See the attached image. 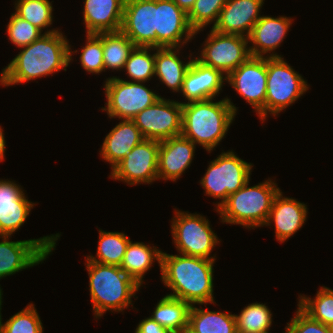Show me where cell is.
<instances>
[{
	"label": "cell",
	"instance_id": "cell-1",
	"mask_svg": "<svg viewBox=\"0 0 333 333\" xmlns=\"http://www.w3.org/2000/svg\"><path fill=\"white\" fill-rule=\"evenodd\" d=\"M71 45L58 29L44 32L2 70L0 85L11 86L48 76L66 67L72 60Z\"/></svg>",
	"mask_w": 333,
	"mask_h": 333
},
{
	"label": "cell",
	"instance_id": "cell-2",
	"mask_svg": "<svg viewBox=\"0 0 333 333\" xmlns=\"http://www.w3.org/2000/svg\"><path fill=\"white\" fill-rule=\"evenodd\" d=\"M215 260L162 252L161 279L173 293L169 296L190 305L215 303L213 297V265Z\"/></svg>",
	"mask_w": 333,
	"mask_h": 333
},
{
	"label": "cell",
	"instance_id": "cell-3",
	"mask_svg": "<svg viewBox=\"0 0 333 333\" xmlns=\"http://www.w3.org/2000/svg\"><path fill=\"white\" fill-rule=\"evenodd\" d=\"M236 112L237 107L228 98L182 102L181 135L210 153L227 134Z\"/></svg>",
	"mask_w": 333,
	"mask_h": 333
},
{
	"label": "cell",
	"instance_id": "cell-4",
	"mask_svg": "<svg viewBox=\"0 0 333 333\" xmlns=\"http://www.w3.org/2000/svg\"><path fill=\"white\" fill-rule=\"evenodd\" d=\"M86 260L92 308L96 318H101L107 310L122 312L133 305L131 298L140 285L120 266Z\"/></svg>",
	"mask_w": 333,
	"mask_h": 333
},
{
	"label": "cell",
	"instance_id": "cell-5",
	"mask_svg": "<svg viewBox=\"0 0 333 333\" xmlns=\"http://www.w3.org/2000/svg\"><path fill=\"white\" fill-rule=\"evenodd\" d=\"M249 181L216 210L223 223L255 228L265 225L280 189L271 180L248 187Z\"/></svg>",
	"mask_w": 333,
	"mask_h": 333
},
{
	"label": "cell",
	"instance_id": "cell-6",
	"mask_svg": "<svg viewBox=\"0 0 333 333\" xmlns=\"http://www.w3.org/2000/svg\"><path fill=\"white\" fill-rule=\"evenodd\" d=\"M267 55V89L265 118L274 117L301 97L308 89L307 82L288 63L274 52Z\"/></svg>",
	"mask_w": 333,
	"mask_h": 333
},
{
	"label": "cell",
	"instance_id": "cell-7",
	"mask_svg": "<svg viewBox=\"0 0 333 333\" xmlns=\"http://www.w3.org/2000/svg\"><path fill=\"white\" fill-rule=\"evenodd\" d=\"M252 165L236 156L233 151L222 152L210 162L200 184L206 195L222 199L216 209L230 194L236 193L250 180Z\"/></svg>",
	"mask_w": 333,
	"mask_h": 333
},
{
	"label": "cell",
	"instance_id": "cell-8",
	"mask_svg": "<svg viewBox=\"0 0 333 333\" xmlns=\"http://www.w3.org/2000/svg\"><path fill=\"white\" fill-rule=\"evenodd\" d=\"M171 227L179 254L216 260L210 253L219 241L204 216L175 210Z\"/></svg>",
	"mask_w": 333,
	"mask_h": 333
},
{
	"label": "cell",
	"instance_id": "cell-9",
	"mask_svg": "<svg viewBox=\"0 0 333 333\" xmlns=\"http://www.w3.org/2000/svg\"><path fill=\"white\" fill-rule=\"evenodd\" d=\"M104 88L107 108L103 107L102 111H106L110 118L121 120H131L161 97L143 82L125 81L119 77L106 79Z\"/></svg>",
	"mask_w": 333,
	"mask_h": 333
},
{
	"label": "cell",
	"instance_id": "cell-10",
	"mask_svg": "<svg viewBox=\"0 0 333 333\" xmlns=\"http://www.w3.org/2000/svg\"><path fill=\"white\" fill-rule=\"evenodd\" d=\"M10 237L0 236V279L43 262L55 249L60 234L22 241H8Z\"/></svg>",
	"mask_w": 333,
	"mask_h": 333
},
{
	"label": "cell",
	"instance_id": "cell-11",
	"mask_svg": "<svg viewBox=\"0 0 333 333\" xmlns=\"http://www.w3.org/2000/svg\"><path fill=\"white\" fill-rule=\"evenodd\" d=\"M248 42L245 36L223 34L211 28L203 45L201 57L196 59L206 66L220 70L227 76L251 57Z\"/></svg>",
	"mask_w": 333,
	"mask_h": 333
},
{
	"label": "cell",
	"instance_id": "cell-12",
	"mask_svg": "<svg viewBox=\"0 0 333 333\" xmlns=\"http://www.w3.org/2000/svg\"><path fill=\"white\" fill-rule=\"evenodd\" d=\"M145 139L163 141L181 135L182 103L158 98L131 119Z\"/></svg>",
	"mask_w": 333,
	"mask_h": 333
},
{
	"label": "cell",
	"instance_id": "cell-13",
	"mask_svg": "<svg viewBox=\"0 0 333 333\" xmlns=\"http://www.w3.org/2000/svg\"><path fill=\"white\" fill-rule=\"evenodd\" d=\"M226 81L265 120L267 57H250L226 76Z\"/></svg>",
	"mask_w": 333,
	"mask_h": 333
},
{
	"label": "cell",
	"instance_id": "cell-14",
	"mask_svg": "<svg viewBox=\"0 0 333 333\" xmlns=\"http://www.w3.org/2000/svg\"><path fill=\"white\" fill-rule=\"evenodd\" d=\"M159 146L160 141L144 139L112 169L110 176L129 185L158 180Z\"/></svg>",
	"mask_w": 333,
	"mask_h": 333
},
{
	"label": "cell",
	"instance_id": "cell-15",
	"mask_svg": "<svg viewBox=\"0 0 333 333\" xmlns=\"http://www.w3.org/2000/svg\"><path fill=\"white\" fill-rule=\"evenodd\" d=\"M121 31L135 46L156 47V0H125Z\"/></svg>",
	"mask_w": 333,
	"mask_h": 333
},
{
	"label": "cell",
	"instance_id": "cell-16",
	"mask_svg": "<svg viewBox=\"0 0 333 333\" xmlns=\"http://www.w3.org/2000/svg\"><path fill=\"white\" fill-rule=\"evenodd\" d=\"M194 35L187 14L173 0H156L157 48H180Z\"/></svg>",
	"mask_w": 333,
	"mask_h": 333
},
{
	"label": "cell",
	"instance_id": "cell-17",
	"mask_svg": "<svg viewBox=\"0 0 333 333\" xmlns=\"http://www.w3.org/2000/svg\"><path fill=\"white\" fill-rule=\"evenodd\" d=\"M264 0H228L220 11L212 29L223 34L249 37L253 26L261 18L260 9Z\"/></svg>",
	"mask_w": 333,
	"mask_h": 333
},
{
	"label": "cell",
	"instance_id": "cell-18",
	"mask_svg": "<svg viewBox=\"0 0 333 333\" xmlns=\"http://www.w3.org/2000/svg\"><path fill=\"white\" fill-rule=\"evenodd\" d=\"M196 145L182 135L160 141L158 179L176 181L190 166Z\"/></svg>",
	"mask_w": 333,
	"mask_h": 333
},
{
	"label": "cell",
	"instance_id": "cell-19",
	"mask_svg": "<svg viewBox=\"0 0 333 333\" xmlns=\"http://www.w3.org/2000/svg\"><path fill=\"white\" fill-rule=\"evenodd\" d=\"M226 76L213 67L206 66L196 58L192 62L185 74L182 90L188 102L214 99L222 90Z\"/></svg>",
	"mask_w": 333,
	"mask_h": 333
},
{
	"label": "cell",
	"instance_id": "cell-20",
	"mask_svg": "<svg viewBox=\"0 0 333 333\" xmlns=\"http://www.w3.org/2000/svg\"><path fill=\"white\" fill-rule=\"evenodd\" d=\"M307 211L306 204L293 198L283 197L279 191L274 198L265 226L274 221L277 241L284 242L306 222Z\"/></svg>",
	"mask_w": 333,
	"mask_h": 333
},
{
	"label": "cell",
	"instance_id": "cell-21",
	"mask_svg": "<svg viewBox=\"0 0 333 333\" xmlns=\"http://www.w3.org/2000/svg\"><path fill=\"white\" fill-rule=\"evenodd\" d=\"M125 0H85L83 18L87 34L121 30Z\"/></svg>",
	"mask_w": 333,
	"mask_h": 333
},
{
	"label": "cell",
	"instance_id": "cell-22",
	"mask_svg": "<svg viewBox=\"0 0 333 333\" xmlns=\"http://www.w3.org/2000/svg\"><path fill=\"white\" fill-rule=\"evenodd\" d=\"M293 20L280 16L273 18L261 16L255 23L248 40L253 45L249 47L252 57H267L264 54L272 52L281 44Z\"/></svg>",
	"mask_w": 333,
	"mask_h": 333
},
{
	"label": "cell",
	"instance_id": "cell-23",
	"mask_svg": "<svg viewBox=\"0 0 333 333\" xmlns=\"http://www.w3.org/2000/svg\"><path fill=\"white\" fill-rule=\"evenodd\" d=\"M145 138L139 128L130 119H122L105 137L100 150L101 157L111 164L113 169L128 152Z\"/></svg>",
	"mask_w": 333,
	"mask_h": 333
},
{
	"label": "cell",
	"instance_id": "cell-24",
	"mask_svg": "<svg viewBox=\"0 0 333 333\" xmlns=\"http://www.w3.org/2000/svg\"><path fill=\"white\" fill-rule=\"evenodd\" d=\"M155 50L154 76H158L160 81L173 90V92H181L184 77L192 59L190 58L186 63L180 60L176 54V52L179 53V47H155Z\"/></svg>",
	"mask_w": 333,
	"mask_h": 333
},
{
	"label": "cell",
	"instance_id": "cell-25",
	"mask_svg": "<svg viewBox=\"0 0 333 333\" xmlns=\"http://www.w3.org/2000/svg\"><path fill=\"white\" fill-rule=\"evenodd\" d=\"M156 248L143 242L129 241L120 268L140 286L144 274L152 267L154 260L161 266L162 251Z\"/></svg>",
	"mask_w": 333,
	"mask_h": 333
},
{
	"label": "cell",
	"instance_id": "cell-26",
	"mask_svg": "<svg viewBox=\"0 0 333 333\" xmlns=\"http://www.w3.org/2000/svg\"><path fill=\"white\" fill-rule=\"evenodd\" d=\"M186 333H237L235 314L203 310L191 305Z\"/></svg>",
	"mask_w": 333,
	"mask_h": 333
},
{
	"label": "cell",
	"instance_id": "cell-27",
	"mask_svg": "<svg viewBox=\"0 0 333 333\" xmlns=\"http://www.w3.org/2000/svg\"><path fill=\"white\" fill-rule=\"evenodd\" d=\"M190 308L188 302L167 294L157 303L151 318L171 333H186Z\"/></svg>",
	"mask_w": 333,
	"mask_h": 333
},
{
	"label": "cell",
	"instance_id": "cell-28",
	"mask_svg": "<svg viewBox=\"0 0 333 333\" xmlns=\"http://www.w3.org/2000/svg\"><path fill=\"white\" fill-rule=\"evenodd\" d=\"M136 46L120 30L103 32V62L104 68L112 70L124 69L125 62Z\"/></svg>",
	"mask_w": 333,
	"mask_h": 333
},
{
	"label": "cell",
	"instance_id": "cell-29",
	"mask_svg": "<svg viewBox=\"0 0 333 333\" xmlns=\"http://www.w3.org/2000/svg\"><path fill=\"white\" fill-rule=\"evenodd\" d=\"M130 239L121 232L99 230V242L96 255L87 256L89 261L120 266Z\"/></svg>",
	"mask_w": 333,
	"mask_h": 333
},
{
	"label": "cell",
	"instance_id": "cell-30",
	"mask_svg": "<svg viewBox=\"0 0 333 333\" xmlns=\"http://www.w3.org/2000/svg\"><path fill=\"white\" fill-rule=\"evenodd\" d=\"M237 333H269L271 310L263 303H252L235 315Z\"/></svg>",
	"mask_w": 333,
	"mask_h": 333
},
{
	"label": "cell",
	"instance_id": "cell-31",
	"mask_svg": "<svg viewBox=\"0 0 333 333\" xmlns=\"http://www.w3.org/2000/svg\"><path fill=\"white\" fill-rule=\"evenodd\" d=\"M299 297L298 305L312 319L325 325H333V290L322 286L314 300L310 297Z\"/></svg>",
	"mask_w": 333,
	"mask_h": 333
},
{
	"label": "cell",
	"instance_id": "cell-32",
	"mask_svg": "<svg viewBox=\"0 0 333 333\" xmlns=\"http://www.w3.org/2000/svg\"><path fill=\"white\" fill-rule=\"evenodd\" d=\"M155 47L136 46L125 62L124 69L132 82H147L155 75ZM150 51V52H149Z\"/></svg>",
	"mask_w": 333,
	"mask_h": 333
},
{
	"label": "cell",
	"instance_id": "cell-33",
	"mask_svg": "<svg viewBox=\"0 0 333 333\" xmlns=\"http://www.w3.org/2000/svg\"><path fill=\"white\" fill-rule=\"evenodd\" d=\"M15 3V14L32 25L41 32L42 29L52 25L53 6L49 0H17Z\"/></svg>",
	"mask_w": 333,
	"mask_h": 333
},
{
	"label": "cell",
	"instance_id": "cell-34",
	"mask_svg": "<svg viewBox=\"0 0 333 333\" xmlns=\"http://www.w3.org/2000/svg\"><path fill=\"white\" fill-rule=\"evenodd\" d=\"M228 0H196L192 9L187 14L190 27L195 31V35L211 24H216L220 11Z\"/></svg>",
	"mask_w": 333,
	"mask_h": 333
},
{
	"label": "cell",
	"instance_id": "cell-35",
	"mask_svg": "<svg viewBox=\"0 0 333 333\" xmlns=\"http://www.w3.org/2000/svg\"><path fill=\"white\" fill-rule=\"evenodd\" d=\"M1 333H43L40 317L33 303L14 314L2 325Z\"/></svg>",
	"mask_w": 333,
	"mask_h": 333
},
{
	"label": "cell",
	"instance_id": "cell-36",
	"mask_svg": "<svg viewBox=\"0 0 333 333\" xmlns=\"http://www.w3.org/2000/svg\"><path fill=\"white\" fill-rule=\"evenodd\" d=\"M87 42L80 55L81 66L89 73L105 71L103 62V32L86 34Z\"/></svg>",
	"mask_w": 333,
	"mask_h": 333
},
{
	"label": "cell",
	"instance_id": "cell-37",
	"mask_svg": "<svg viewBox=\"0 0 333 333\" xmlns=\"http://www.w3.org/2000/svg\"><path fill=\"white\" fill-rule=\"evenodd\" d=\"M9 40L19 48L25 47L37 40L42 32L27 20L12 13L7 25Z\"/></svg>",
	"mask_w": 333,
	"mask_h": 333
},
{
	"label": "cell",
	"instance_id": "cell-38",
	"mask_svg": "<svg viewBox=\"0 0 333 333\" xmlns=\"http://www.w3.org/2000/svg\"><path fill=\"white\" fill-rule=\"evenodd\" d=\"M33 207L0 208V236H11L26 221Z\"/></svg>",
	"mask_w": 333,
	"mask_h": 333
},
{
	"label": "cell",
	"instance_id": "cell-39",
	"mask_svg": "<svg viewBox=\"0 0 333 333\" xmlns=\"http://www.w3.org/2000/svg\"><path fill=\"white\" fill-rule=\"evenodd\" d=\"M287 325L286 333H333L331 326L312 319L299 306L296 315Z\"/></svg>",
	"mask_w": 333,
	"mask_h": 333
},
{
	"label": "cell",
	"instance_id": "cell-40",
	"mask_svg": "<svg viewBox=\"0 0 333 333\" xmlns=\"http://www.w3.org/2000/svg\"><path fill=\"white\" fill-rule=\"evenodd\" d=\"M35 204L26 199L18 184L10 180H0V208L33 207Z\"/></svg>",
	"mask_w": 333,
	"mask_h": 333
},
{
	"label": "cell",
	"instance_id": "cell-41",
	"mask_svg": "<svg viewBox=\"0 0 333 333\" xmlns=\"http://www.w3.org/2000/svg\"><path fill=\"white\" fill-rule=\"evenodd\" d=\"M135 333H171V332L167 328L162 327L151 317H147L138 324Z\"/></svg>",
	"mask_w": 333,
	"mask_h": 333
},
{
	"label": "cell",
	"instance_id": "cell-42",
	"mask_svg": "<svg viewBox=\"0 0 333 333\" xmlns=\"http://www.w3.org/2000/svg\"><path fill=\"white\" fill-rule=\"evenodd\" d=\"M186 14L190 12L196 0H173Z\"/></svg>",
	"mask_w": 333,
	"mask_h": 333
},
{
	"label": "cell",
	"instance_id": "cell-43",
	"mask_svg": "<svg viewBox=\"0 0 333 333\" xmlns=\"http://www.w3.org/2000/svg\"><path fill=\"white\" fill-rule=\"evenodd\" d=\"M3 130H2V127L0 126V161H3L4 159V153H5V138H4V135H3Z\"/></svg>",
	"mask_w": 333,
	"mask_h": 333
},
{
	"label": "cell",
	"instance_id": "cell-44",
	"mask_svg": "<svg viewBox=\"0 0 333 333\" xmlns=\"http://www.w3.org/2000/svg\"><path fill=\"white\" fill-rule=\"evenodd\" d=\"M2 289L0 288V333L2 332V316H1V305H2Z\"/></svg>",
	"mask_w": 333,
	"mask_h": 333
}]
</instances>
